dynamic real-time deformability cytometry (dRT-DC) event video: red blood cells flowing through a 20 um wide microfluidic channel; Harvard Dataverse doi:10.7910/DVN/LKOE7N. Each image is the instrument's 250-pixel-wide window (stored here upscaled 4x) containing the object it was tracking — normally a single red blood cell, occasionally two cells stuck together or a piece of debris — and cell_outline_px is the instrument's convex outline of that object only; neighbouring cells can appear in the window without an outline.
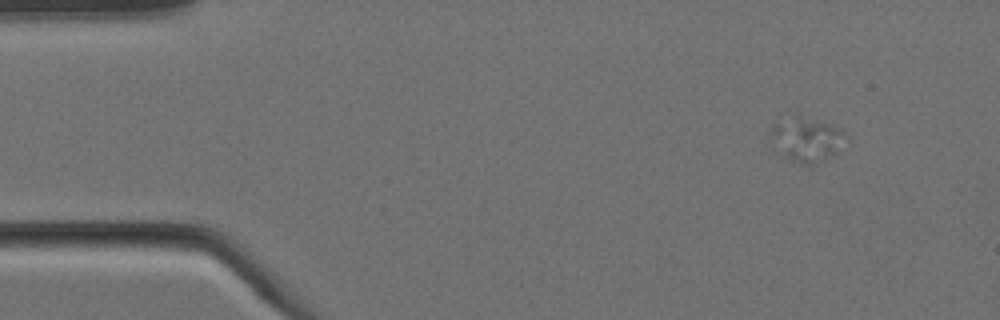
{"species": "Egyptian fruit bat (a non-hibernating species)", "species_latin": "Rousettus aegyptiacus", "temperature_condition": "cold", "stored_images_in_passage": 5, "camera_frame_rate_fps": 3000, "um_per_image_px": 0.085, "animal": {"sex": "female"}, "frame": {"image": 1, "passage_image": 2, "time_ms": 0.333, "image_size_px": [1000, 320], "cell_outline_px": [[848, 136], [836, 152], [832, 156], [808, 164], [800, 164], [792, 160], [772, 148], [768, 136], [772, 128], [788, 112], [828, 124], [840, 128]], "centroid_in_image_um": [68.47, 11.8], "position_along_channel_um": 16.5, "area_um2": 19.54}}
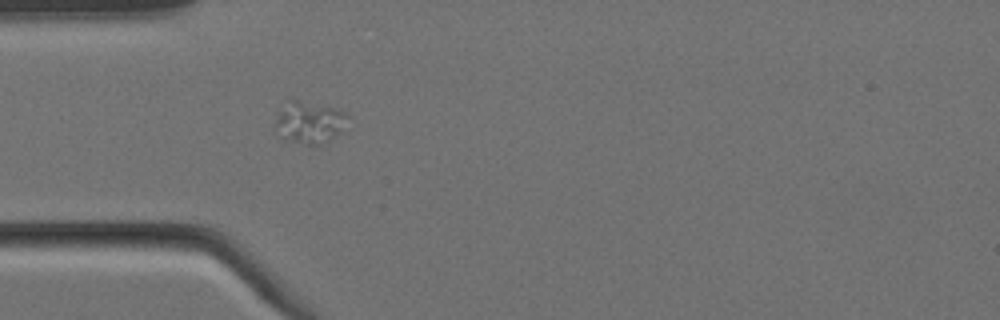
{"frame": {"image": 2, "passage_image": 5, "time_ms": 1.333, "image_size_px": [1000, 320], "cell_outline_px": [[352, 116], [340, 132], [328, 140], [320, 144], [308, 144], [292, 140], [276, 124], [276, 116], [284, 96], [332, 108], [344, 112]], "centroid_in_image_um": [26.33, 10.29], "position_along_channel_um": 58.7, "area_um2": 17.28}}